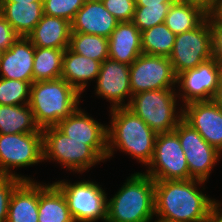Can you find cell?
Instances as JSON below:
<instances>
[{"label":"cell","mask_w":222,"mask_h":222,"mask_svg":"<svg viewBox=\"0 0 222 222\" xmlns=\"http://www.w3.org/2000/svg\"><path fill=\"white\" fill-rule=\"evenodd\" d=\"M81 94L63 78L33 82L29 105L40 129L56 126L80 104Z\"/></svg>","instance_id":"obj_4"},{"label":"cell","mask_w":222,"mask_h":222,"mask_svg":"<svg viewBox=\"0 0 222 222\" xmlns=\"http://www.w3.org/2000/svg\"><path fill=\"white\" fill-rule=\"evenodd\" d=\"M31 83L0 77V105L29 104Z\"/></svg>","instance_id":"obj_30"},{"label":"cell","mask_w":222,"mask_h":222,"mask_svg":"<svg viewBox=\"0 0 222 222\" xmlns=\"http://www.w3.org/2000/svg\"><path fill=\"white\" fill-rule=\"evenodd\" d=\"M104 7L119 21L129 22L133 20L135 12V0H101Z\"/></svg>","instance_id":"obj_33"},{"label":"cell","mask_w":222,"mask_h":222,"mask_svg":"<svg viewBox=\"0 0 222 222\" xmlns=\"http://www.w3.org/2000/svg\"><path fill=\"white\" fill-rule=\"evenodd\" d=\"M0 14L19 36L26 37L43 16V1L0 2Z\"/></svg>","instance_id":"obj_23"},{"label":"cell","mask_w":222,"mask_h":222,"mask_svg":"<svg viewBox=\"0 0 222 222\" xmlns=\"http://www.w3.org/2000/svg\"><path fill=\"white\" fill-rule=\"evenodd\" d=\"M54 184L61 190L75 222H107L108 198L96 181L81 180L70 183L64 180ZM101 186V187H100Z\"/></svg>","instance_id":"obj_8"},{"label":"cell","mask_w":222,"mask_h":222,"mask_svg":"<svg viewBox=\"0 0 222 222\" xmlns=\"http://www.w3.org/2000/svg\"><path fill=\"white\" fill-rule=\"evenodd\" d=\"M34 45L24 36H19L13 45L3 51L0 61V77L29 83L33 78Z\"/></svg>","instance_id":"obj_17"},{"label":"cell","mask_w":222,"mask_h":222,"mask_svg":"<svg viewBox=\"0 0 222 222\" xmlns=\"http://www.w3.org/2000/svg\"><path fill=\"white\" fill-rule=\"evenodd\" d=\"M44 160L55 161L71 172L83 173L105 161L87 141L72 140L56 126L42 129ZM52 159V160H51Z\"/></svg>","instance_id":"obj_6"},{"label":"cell","mask_w":222,"mask_h":222,"mask_svg":"<svg viewBox=\"0 0 222 222\" xmlns=\"http://www.w3.org/2000/svg\"><path fill=\"white\" fill-rule=\"evenodd\" d=\"M183 119L222 153V108L211 101L192 102L183 106Z\"/></svg>","instance_id":"obj_16"},{"label":"cell","mask_w":222,"mask_h":222,"mask_svg":"<svg viewBox=\"0 0 222 222\" xmlns=\"http://www.w3.org/2000/svg\"><path fill=\"white\" fill-rule=\"evenodd\" d=\"M100 67V61L87 58L66 48L60 78L66 80L82 94L88 86V82H95L100 72Z\"/></svg>","instance_id":"obj_22"},{"label":"cell","mask_w":222,"mask_h":222,"mask_svg":"<svg viewBox=\"0 0 222 222\" xmlns=\"http://www.w3.org/2000/svg\"><path fill=\"white\" fill-rule=\"evenodd\" d=\"M38 214V222H75L65 196L54 183L39 182Z\"/></svg>","instance_id":"obj_24"},{"label":"cell","mask_w":222,"mask_h":222,"mask_svg":"<svg viewBox=\"0 0 222 222\" xmlns=\"http://www.w3.org/2000/svg\"><path fill=\"white\" fill-rule=\"evenodd\" d=\"M171 5L172 3H160V5L136 6L132 22L141 32L164 23Z\"/></svg>","instance_id":"obj_31"},{"label":"cell","mask_w":222,"mask_h":222,"mask_svg":"<svg viewBox=\"0 0 222 222\" xmlns=\"http://www.w3.org/2000/svg\"><path fill=\"white\" fill-rule=\"evenodd\" d=\"M71 22L64 18L43 14L34 29L26 36L34 47L69 48Z\"/></svg>","instance_id":"obj_20"},{"label":"cell","mask_w":222,"mask_h":222,"mask_svg":"<svg viewBox=\"0 0 222 222\" xmlns=\"http://www.w3.org/2000/svg\"><path fill=\"white\" fill-rule=\"evenodd\" d=\"M2 54H3V50L0 49V61H1Z\"/></svg>","instance_id":"obj_44"},{"label":"cell","mask_w":222,"mask_h":222,"mask_svg":"<svg viewBox=\"0 0 222 222\" xmlns=\"http://www.w3.org/2000/svg\"><path fill=\"white\" fill-rule=\"evenodd\" d=\"M42 132L29 104L0 105V134Z\"/></svg>","instance_id":"obj_25"},{"label":"cell","mask_w":222,"mask_h":222,"mask_svg":"<svg viewBox=\"0 0 222 222\" xmlns=\"http://www.w3.org/2000/svg\"><path fill=\"white\" fill-rule=\"evenodd\" d=\"M39 183L22 181L13 191L6 222H38Z\"/></svg>","instance_id":"obj_21"},{"label":"cell","mask_w":222,"mask_h":222,"mask_svg":"<svg viewBox=\"0 0 222 222\" xmlns=\"http://www.w3.org/2000/svg\"><path fill=\"white\" fill-rule=\"evenodd\" d=\"M77 107L56 127L72 140L87 141L104 160L107 159V125L99 123Z\"/></svg>","instance_id":"obj_15"},{"label":"cell","mask_w":222,"mask_h":222,"mask_svg":"<svg viewBox=\"0 0 222 222\" xmlns=\"http://www.w3.org/2000/svg\"><path fill=\"white\" fill-rule=\"evenodd\" d=\"M21 182L19 178L0 175V222H6L11 195Z\"/></svg>","instance_id":"obj_34"},{"label":"cell","mask_w":222,"mask_h":222,"mask_svg":"<svg viewBox=\"0 0 222 222\" xmlns=\"http://www.w3.org/2000/svg\"><path fill=\"white\" fill-rule=\"evenodd\" d=\"M18 37L19 35L0 14V49L3 51L9 49Z\"/></svg>","instance_id":"obj_35"},{"label":"cell","mask_w":222,"mask_h":222,"mask_svg":"<svg viewBox=\"0 0 222 222\" xmlns=\"http://www.w3.org/2000/svg\"><path fill=\"white\" fill-rule=\"evenodd\" d=\"M206 18L207 14L201 8L184 0H176L172 3L164 23L178 35L198 27Z\"/></svg>","instance_id":"obj_26"},{"label":"cell","mask_w":222,"mask_h":222,"mask_svg":"<svg viewBox=\"0 0 222 222\" xmlns=\"http://www.w3.org/2000/svg\"><path fill=\"white\" fill-rule=\"evenodd\" d=\"M154 222H173V221H168V220H163V219L157 218V220H155Z\"/></svg>","instance_id":"obj_43"},{"label":"cell","mask_w":222,"mask_h":222,"mask_svg":"<svg viewBox=\"0 0 222 222\" xmlns=\"http://www.w3.org/2000/svg\"><path fill=\"white\" fill-rule=\"evenodd\" d=\"M192 5L201 8L206 14H208L216 5L218 0H184Z\"/></svg>","instance_id":"obj_39"},{"label":"cell","mask_w":222,"mask_h":222,"mask_svg":"<svg viewBox=\"0 0 222 222\" xmlns=\"http://www.w3.org/2000/svg\"><path fill=\"white\" fill-rule=\"evenodd\" d=\"M212 57L211 30L208 17L191 31L176 35L169 60L177 76Z\"/></svg>","instance_id":"obj_10"},{"label":"cell","mask_w":222,"mask_h":222,"mask_svg":"<svg viewBox=\"0 0 222 222\" xmlns=\"http://www.w3.org/2000/svg\"><path fill=\"white\" fill-rule=\"evenodd\" d=\"M129 70V65L110 58L101 63L94 91L97 96L110 102V109L128 107L131 101ZM127 98L128 102L125 103Z\"/></svg>","instance_id":"obj_14"},{"label":"cell","mask_w":222,"mask_h":222,"mask_svg":"<svg viewBox=\"0 0 222 222\" xmlns=\"http://www.w3.org/2000/svg\"><path fill=\"white\" fill-rule=\"evenodd\" d=\"M110 115L107 159L118 149L147 167L153 158L157 134L128 107L110 109Z\"/></svg>","instance_id":"obj_2"},{"label":"cell","mask_w":222,"mask_h":222,"mask_svg":"<svg viewBox=\"0 0 222 222\" xmlns=\"http://www.w3.org/2000/svg\"><path fill=\"white\" fill-rule=\"evenodd\" d=\"M221 70L222 65L211 57L197 67L178 74L176 86H179L177 96L182 98L181 106L192 102L211 101L218 87Z\"/></svg>","instance_id":"obj_13"},{"label":"cell","mask_w":222,"mask_h":222,"mask_svg":"<svg viewBox=\"0 0 222 222\" xmlns=\"http://www.w3.org/2000/svg\"><path fill=\"white\" fill-rule=\"evenodd\" d=\"M176 77L169 57L141 54L130 65L131 94L133 96L143 91L176 89Z\"/></svg>","instance_id":"obj_11"},{"label":"cell","mask_w":222,"mask_h":222,"mask_svg":"<svg viewBox=\"0 0 222 222\" xmlns=\"http://www.w3.org/2000/svg\"><path fill=\"white\" fill-rule=\"evenodd\" d=\"M109 40V58L131 65L141 54V31L129 22H119Z\"/></svg>","instance_id":"obj_19"},{"label":"cell","mask_w":222,"mask_h":222,"mask_svg":"<svg viewBox=\"0 0 222 222\" xmlns=\"http://www.w3.org/2000/svg\"><path fill=\"white\" fill-rule=\"evenodd\" d=\"M212 57L222 65V25L210 24Z\"/></svg>","instance_id":"obj_36"},{"label":"cell","mask_w":222,"mask_h":222,"mask_svg":"<svg viewBox=\"0 0 222 222\" xmlns=\"http://www.w3.org/2000/svg\"><path fill=\"white\" fill-rule=\"evenodd\" d=\"M36 1H43V0H0V2H36Z\"/></svg>","instance_id":"obj_42"},{"label":"cell","mask_w":222,"mask_h":222,"mask_svg":"<svg viewBox=\"0 0 222 222\" xmlns=\"http://www.w3.org/2000/svg\"><path fill=\"white\" fill-rule=\"evenodd\" d=\"M176 35L166 27L158 24L141 32V49L143 54L169 57L172 53Z\"/></svg>","instance_id":"obj_28"},{"label":"cell","mask_w":222,"mask_h":222,"mask_svg":"<svg viewBox=\"0 0 222 222\" xmlns=\"http://www.w3.org/2000/svg\"><path fill=\"white\" fill-rule=\"evenodd\" d=\"M212 101L222 108V70L219 76L218 87L212 98Z\"/></svg>","instance_id":"obj_40"},{"label":"cell","mask_w":222,"mask_h":222,"mask_svg":"<svg viewBox=\"0 0 222 222\" xmlns=\"http://www.w3.org/2000/svg\"><path fill=\"white\" fill-rule=\"evenodd\" d=\"M176 0H135V6L160 5V3H174Z\"/></svg>","instance_id":"obj_41"},{"label":"cell","mask_w":222,"mask_h":222,"mask_svg":"<svg viewBox=\"0 0 222 222\" xmlns=\"http://www.w3.org/2000/svg\"><path fill=\"white\" fill-rule=\"evenodd\" d=\"M220 202L216 199H212L210 207V221L209 222H222V209Z\"/></svg>","instance_id":"obj_38"},{"label":"cell","mask_w":222,"mask_h":222,"mask_svg":"<svg viewBox=\"0 0 222 222\" xmlns=\"http://www.w3.org/2000/svg\"><path fill=\"white\" fill-rule=\"evenodd\" d=\"M177 97L176 89L143 91L132 96L128 108L156 134L167 133L183 119V107L176 110Z\"/></svg>","instance_id":"obj_5"},{"label":"cell","mask_w":222,"mask_h":222,"mask_svg":"<svg viewBox=\"0 0 222 222\" xmlns=\"http://www.w3.org/2000/svg\"><path fill=\"white\" fill-rule=\"evenodd\" d=\"M210 24L222 25V0H218L215 7L207 14Z\"/></svg>","instance_id":"obj_37"},{"label":"cell","mask_w":222,"mask_h":222,"mask_svg":"<svg viewBox=\"0 0 222 222\" xmlns=\"http://www.w3.org/2000/svg\"><path fill=\"white\" fill-rule=\"evenodd\" d=\"M144 172L155 181L189 180L184 151L175 131L157 134L154 154Z\"/></svg>","instance_id":"obj_9"},{"label":"cell","mask_w":222,"mask_h":222,"mask_svg":"<svg viewBox=\"0 0 222 222\" xmlns=\"http://www.w3.org/2000/svg\"><path fill=\"white\" fill-rule=\"evenodd\" d=\"M42 161L43 132L0 134V175L33 181L30 177L16 174L17 172L11 169L33 166Z\"/></svg>","instance_id":"obj_7"},{"label":"cell","mask_w":222,"mask_h":222,"mask_svg":"<svg viewBox=\"0 0 222 222\" xmlns=\"http://www.w3.org/2000/svg\"><path fill=\"white\" fill-rule=\"evenodd\" d=\"M108 200L107 222H152L155 180L144 172L131 174Z\"/></svg>","instance_id":"obj_3"},{"label":"cell","mask_w":222,"mask_h":222,"mask_svg":"<svg viewBox=\"0 0 222 222\" xmlns=\"http://www.w3.org/2000/svg\"><path fill=\"white\" fill-rule=\"evenodd\" d=\"M69 49L101 63L109 58V40L98 35L71 32Z\"/></svg>","instance_id":"obj_29"},{"label":"cell","mask_w":222,"mask_h":222,"mask_svg":"<svg viewBox=\"0 0 222 222\" xmlns=\"http://www.w3.org/2000/svg\"><path fill=\"white\" fill-rule=\"evenodd\" d=\"M65 49L34 47V82L60 78Z\"/></svg>","instance_id":"obj_27"},{"label":"cell","mask_w":222,"mask_h":222,"mask_svg":"<svg viewBox=\"0 0 222 222\" xmlns=\"http://www.w3.org/2000/svg\"><path fill=\"white\" fill-rule=\"evenodd\" d=\"M118 23L101 0H86L71 22V32L109 38Z\"/></svg>","instance_id":"obj_18"},{"label":"cell","mask_w":222,"mask_h":222,"mask_svg":"<svg viewBox=\"0 0 222 222\" xmlns=\"http://www.w3.org/2000/svg\"><path fill=\"white\" fill-rule=\"evenodd\" d=\"M174 131L177 133L189 168L190 179L206 182L212 168L221 159L222 153L182 119Z\"/></svg>","instance_id":"obj_12"},{"label":"cell","mask_w":222,"mask_h":222,"mask_svg":"<svg viewBox=\"0 0 222 222\" xmlns=\"http://www.w3.org/2000/svg\"><path fill=\"white\" fill-rule=\"evenodd\" d=\"M86 0H43V13L72 22Z\"/></svg>","instance_id":"obj_32"},{"label":"cell","mask_w":222,"mask_h":222,"mask_svg":"<svg viewBox=\"0 0 222 222\" xmlns=\"http://www.w3.org/2000/svg\"><path fill=\"white\" fill-rule=\"evenodd\" d=\"M203 184L205 182L197 179L155 181L156 218L173 222H209L212 199L200 190L199 186Z\"/></svg>","instance_id":"obj_1"}]
</instances>
